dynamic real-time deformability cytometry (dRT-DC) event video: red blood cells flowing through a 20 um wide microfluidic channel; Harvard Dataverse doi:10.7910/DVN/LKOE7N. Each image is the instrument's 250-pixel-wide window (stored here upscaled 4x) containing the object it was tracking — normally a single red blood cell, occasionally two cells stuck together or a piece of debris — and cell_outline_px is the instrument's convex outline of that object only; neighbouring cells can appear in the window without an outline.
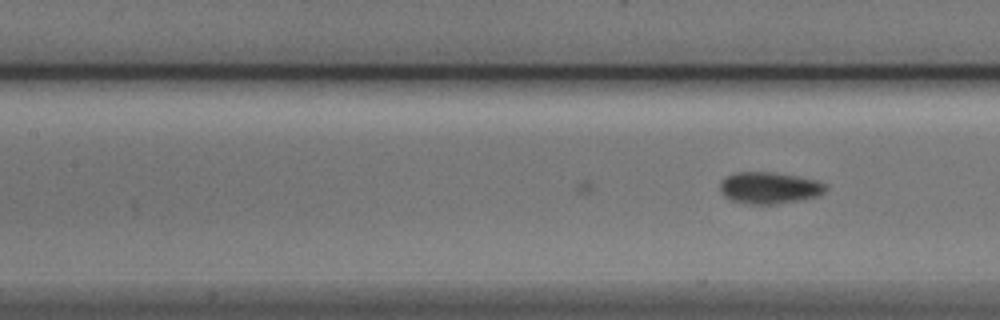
{"species": "Egyptian fruit bat (a non-hibernating species)", "species_latin": "Rousettus aegyptiacus", "temperature_condition": "cold", "stored_images_in_passage": 18, "camera_frame_rate_fps": 3000, "um_per_image_px": 0.085, "animal": {"sex": "male"}, "frame": {"image": 1, "passage_image": 18, "time_ms": 5.667, "image_size_px": [1000, 320], "cell_outline_px": [[828, 188], [824, 192], [816, 196], [776, 204], [748, 204], [732, 200], [724, 196], [720, 192], [720, 180], [724, 176], [736, 172], [776, 172], [816, 180], [828, 184]], "centroid_in_image_um": [65.36, 15.95], "position_along_channel_um": 142.0, "area_um2": 19.59}}